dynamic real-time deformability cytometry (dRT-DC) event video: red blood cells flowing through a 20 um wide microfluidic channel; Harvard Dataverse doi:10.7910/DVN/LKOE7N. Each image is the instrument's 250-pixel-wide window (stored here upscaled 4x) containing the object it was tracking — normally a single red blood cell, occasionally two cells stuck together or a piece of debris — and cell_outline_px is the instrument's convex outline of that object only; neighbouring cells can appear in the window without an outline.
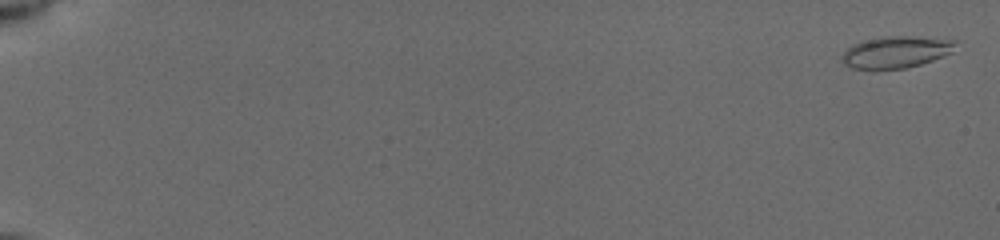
{"species": "common noctule bat (a hibernating species)", "species_latin": "Nyctalus noctula", "temperature_condition": "cold", "stored_images_in_passage": 35, "camera_frame_rate_fps": 3000, "um_per_image_px": 0.085, "animal": {"sex": "female", "body_mass_g": 19.5, "forearm_length_mm": 54.1}, "frame": {"image": 1, "passage_image": 2, "time_ms": 0.333, "image_size_px": [1000, 240], "cell_outline_px": [[960, 40], [952, 52], [932, 60], [920, 64], [904, 68], [872, 72], [852, 68], [844, 64], [844, 52], [852, 44], [864, 40], [892, 36], [904, 36]], "centroid_in_image_um": [76.16, 4.46], "position_along_channel_um": 8.8, "area_um2": 21.27}}
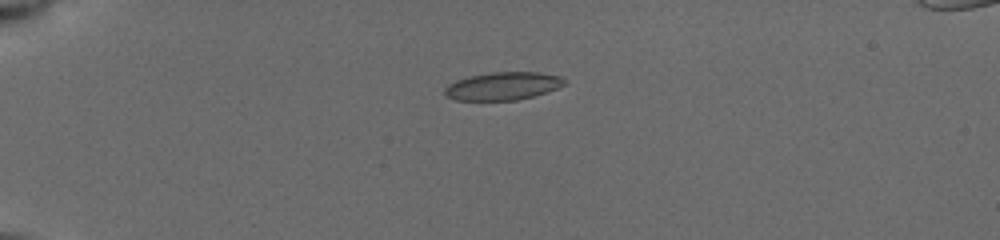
{"frame": {"image": 2, "passage_image": 25, "time_ms": 5.0, "image_size_px": [1000, 240], "cell_outline_px": [[564, 84], [556, 88], [532, 96], [516, 100], [456, 100], [448, 96], [444, 92], [444, 88], [448, 84], [456, 80], [468, 76], [492, 72], [540, 72], [560, 76], [564, 80]], "centroid_in_image_um": [42.7, 7.3], "position_along_channel_um": 42.3, "area_um2": 19.25}}